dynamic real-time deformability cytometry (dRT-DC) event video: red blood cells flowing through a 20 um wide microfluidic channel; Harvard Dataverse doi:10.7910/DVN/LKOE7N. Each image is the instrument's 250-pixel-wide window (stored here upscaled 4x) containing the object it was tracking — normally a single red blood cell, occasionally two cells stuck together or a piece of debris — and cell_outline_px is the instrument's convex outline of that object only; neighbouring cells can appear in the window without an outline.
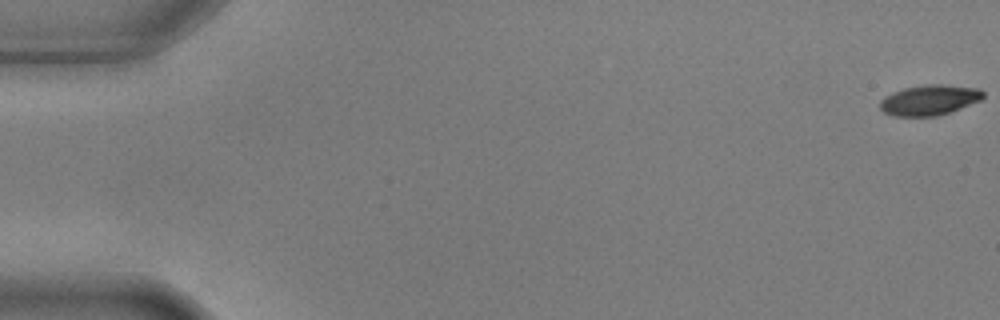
{"species": "common noctule bat (a hibernating species)", "species_latin": "Nyctalus noctula", "temperature_condition": "warm", "stored_images_in_passage": 6, "camera_frame_rate_fps": 3000, "um_per_image_px": 0.085, "animal": {"sex": "male", "body_mass_g": 17.9, "forearm_length_mm": 54.2}, "frame": {"image": 1, "passage_image": 1, "time_ms": 0.0, "image_size_px": [1000, 320], "cell_outline_px": [[984, 96], [980, 100], [960, 108], [936, 116], [892, 116], [884, 112], [880, 108], [880, 100], [884, 96], [892, 92], [904, 88], [928, 84], [940, 84], [980, 88], [984, 92]], "centroid_in_image_um": [78.98, 8.49], "position_along_channel_um": 6.0, "area_um2": 18.21}}
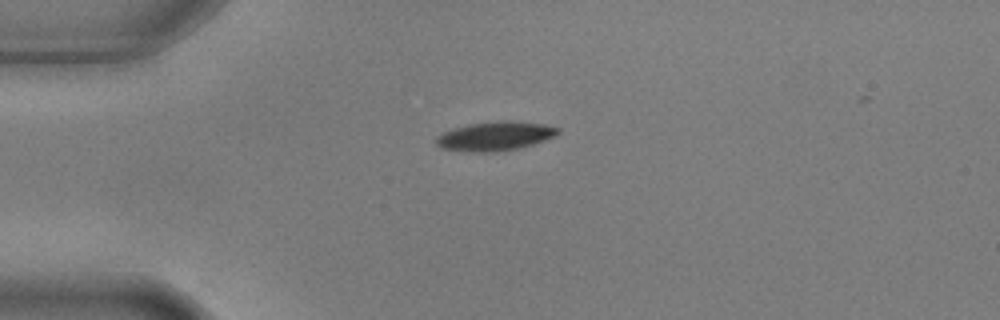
{"frame": {"image": 2, "passage_image": 5, "time_ms": 1.333, "image_size_px": [1000, 320], "cell_outline_px": [[560, 132], [556, 136], [520, 148], [496, 152], [468, 152], [440, 148], [436, 144], [436, 136], [444, 132], [468, 124], [504, 120], [508, 120], [544, 124], [560, 128]], "centroid_in_image_um": [42.09, 11.58], "position_along_channel_um": 42.9, "area_um2": 20.69}}